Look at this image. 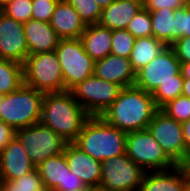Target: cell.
Masks as SVG:
<instances>
[{
  "label": "cell",
  "instance_id": "cell-12",
  "mask_svg": "<svg viewBox=\"0 0 190 191\" xmlns=\"http://www.w3.org/2000/svg\"><path fill=\"white\" fill-rule=\"evenodd\" d=\"M147 129L176 165L185 161L189 151L185 146L181 123L158 109Z\"/></svg>",
  "mask_w": 190,
  "mask_h": 191
},
{
  "label": "cell",
  "instance_id": "cell-14",
  "mask_svg": "<svg viewBox=\"0 0 190 191\" xmlns=\"http://www.w3.org/2000/svg\"><path fill=\"white\" fill-rule=\"evenodd\" d=\"M35 168L16 137L0 152V181H13Z\"/></svg>",
  "mask_w": 190,
  "mask_h": 191
},
{
  "label": "cell",
  "instance_id": "cell-44",
  "mask_svg": "<svg viewBox=\"0 0 190 191\" xmlns=\"http://www.w3.org/2000/svg\"><path fill=\"white\" fill-rule=\"evenodd\" d=\"M98 6L103 9L111 5L115 0H95Z\"/></svg>",
  "mask_w": 190,
  "mask_h": 191
},
{
  "label": "cell",
  "instance_id": "cell-48",
  "mask_svg": "<svg viewBox=\"0 0 190 191\" xmlns=\"http://www.w3.org/2000/svg\"><path fill=\"white\" fill-rule=\"evenodd\" d=\"M64 191H86V189H74V190L70 189V190H64Z\"/></svg>",
  "mask_w": 190,
  "mask_h": 191
},
{
  "label": "cell",
  "instance_id": "cell-10",
  "mask_svg": "<svg viewBox=\"0 0 190 191\" xmlns=\"http://www.w3.org/2000/svg\"><path fill=\"white\" fill-rule=\"evenodd\" d=\"M181 62L171 46H166L155 59L136 73L135 86L153 93L161 84L183 82Z\"/></svg>",
  "mask_w": 190,
  "mask_h": 191
},
{
  "label": "cell",
  "instance_id": "cell-24",
  "mask_svg": "<svg viewBox=\"0 0 190 191\" xmlns=\"http://www.w3.org/2000/svg\"><path fill=\"white\" fill-rule=\"evenodd\" d=\"M152 22V36L165 46L174 43V13L175 10L163 8L157 11H149Z\"/></svg>",
  "mask_w": 190,
  "mask_h": 191
},
{
  "label": "cell",
  "instance_id": "cell-7",
  "mask_svg": "<svg viewBox=\"0 0 190 191\" xmlns=\"http://www.w3.org/2000/svg\"><path fill=\"white\" fill-rule=\"evenodd\" d=\"M125 154L145 172L168 170L176 165L148 129L127 133Z\"/></svg>",
  "mask_w": 190,
  "mask_h": 191
},
{
  "label": "cell",
  "instance_id": "cell-42",
  "mask_svg": "<svg viewBox=\"0 0 190 191\" xmlns=\"http://www.w3.org/2000/svg\"><path fill=\"white\" fill-rule=\"evenodd\" d=\"M182 95L190 98V79H184Z\"/></svg>",
  "mask_w": 190,
  "mask_h": 191
},
{
  "label": "cell",
  "instance_id": "cell-23",
  "mask_svg": "<svg viewBox=\"0 0 190 191\" xmlns=\"http://www.w3.org/2000/svg\"><path fill=\"white\" fill-rule=\"evenodd\" d=\"M166 46L154 36L136 38L129 60L137 73L149 64Z\"/></svg>",
  "mask_w": 190,
  "mask_h": 191
},
{
  "label": "cell",
  "instance_id": "cell-30",
  "mask_svg": "<svg viewBox=\"0 0 190 191\" xmlns=\"http://www.w3.org/2000/svg\"><path fill=\"white\" fill-rule=\"evenodd\" d=\"M183 82H168L161 84L153 93L155 105L161 109L169 101L182 95Z\"/></svg>",
  "mask_w": 190,
  "mask_h": 191
},
{
  "label": "cell",
  "instance_id": "cell-22",
  "mask_svg": "<svg viewBox=\"0 0 190 191\" xmlns=\"http://www.w3.org/2000/svg\"><path fill=\"white\" fill-rule=\"evenodd\" d=\"M36 168L38 169L45 190L64 191L66 174L70 171L64 152L47 158L36 166Z\"/></svg>",
  "mask_w": 190,
  "mask_h": 191
},
{
  "label": "cell",
  "instance_id": "cell-5",
  "mask_svg": "<svg viewBox=\"0 0 190 191\" xmlns=\"http://www.w3.org/2000/svg\"><path fill=\"white\" fill-rule=\"evenodd\" d=\"M24 84L43 93L63 92L64 80L55 51L28 55L23 63Z\"/></svg>",
  "mask_w": 190,
  "mask_h": 191
},
{
  "label": "cell",
  "instance_id": "cell-39",
  "mask_svg": "<svg viewBox=\"0 0 190 191\" xmlns=\"http://www.w3.org/2000/svg\"><path fill=\"white\" fill-rule=\"evenodd\" d=\"M185 146L188 151H190V119L181 123Z\"/></svg>",
  "mask_w": 190,
  "mask_h": 191
},
{
  "label": "cell",
  "instance_id": "cell-46",
  "mask_svg": "<svg viewBox=\"0 0 190 191\" xmlns=\"http://www.w3.org/2000/svg\"><path fill=\"white\" fill-rule=\"evenodd\" d=\"M86 191H108L102 186H92V187H87Z\"/></svg>",
  "mask_w": 190,
  "mask_h": 191
},
{
  "label": "cell",
  "instance_id": "cell-28",
  "mask_svg": "<svg viewBox=\"0 0 190 191\" xmlns=\"http://www.w3.org/2000/svg\"><path fill=\"white\" fill-rule=\"evenodd\" d=\"M161 110L179 123L188 121L190 119V98L180 95L169 101Z\"/></svg>",
  "mask_w": 190,
  "mask_h": 191
},
{
  "label": "cell",
  "instance_id": "cell-3",
  "mask_svg": "<svg viewBox=\"0 0 190 191\" xmlns=\"http://www.w3.org/2000/svg\"><path fill=\"white\" fill-rule=\"evenodd\" d=\"M127 133L106 123L99 116H90L73 142L82 151L102 162L125 154Z\"/></svg>",
  "mask_w": 190,
  "mask_h": 191
},
{
  "label": "cell",
  "instance_id": "cell-38",
  "mask_svg": "<svg viewBox=\"0 0 190 191\" xmlns=\"http://www.w3.org/2000/svg\"><path fill=\"white\" fill-rule=\"evenodd\" d=\"M87 189L86 185L73 171L66 174L64 190Z\"/></svg>",
  "mask_w": 190,
  "mask_h": 191
},
{
  "label": "cell",
  "instance_id": "cell-47",
  "mask_svg": "<svg viewBox=\"0 0 190 191\" xmlns=\"http://www.w3.org/2000/svg\"><path fill=\"white\" fill-rule=\"evenodd\" d=\"M13 0H0V6L3 8L5 5L9 4Z\"/></svg>",
  "mask_w": 190,
  "mask_h": 191
},
{
  "label": "cell",
  "instance_id": "cell-19",
  "mask_svg": "<svg viewBox=\"0 0 190 191\" xmlns=\"http://www.w3.org/2000/svg\"><path fill=\"white\" fill-rule=\"evenodd\" d=\"M142 7L143 0H115L102 9L99 24L111 30L126 29Z\"/></svg>",
  "mask_w": 190,
  "mask_h": 191
},
{
  "label": "cell",
  "instance_id": "cell-26",
  "mask_svg": "<svg viewBox=\"0 0 190 191\" xmlns=\"http://www.w3.org/2000/svg\"><path fill=\"white\" fill-rule=\"evenodd\" d=\"M77 11L84 24H99L102 16V9L95 0H66Z\"/></svg>",
  "mask_w": 190,
  "mask_h": 191
},
{
  "label": "cell",
  "instance_id": "cell-43",
  "mask_svg": "<svg viewBox=\"0 0 190 191\" xmlns=\"http://www.w3.org/2000/svg\"><path fill=\"white\" fill-rule=\"evenodd\" d=\"M181 165L184 168V171L190 175V151L188 152L185 161Z\"/></svg>",
  "mask_w": 190,
  "mask_h": 191
},
{
  "label": "cell",
  "instance_id": "cell-35",
  "mask_svg": "<svg viewBox=\"0 0 190 191\" xmlns=\"http://www.w3.org/2000/svg\"><path fill=\"white\" fill-rule=\"evenodd\" d=\"M190 0H143V6L149 11H157L163 8L176 10L187 6Z\"/></svg>",
  "mask_w": 190,
  "mask_h": 191
},
{
  "label": "cell",
  "instance_id": "cell-2",
  "mask_svg": "<svg viewBox=\"0 0 190 191\" xmlns=\"http://www.w3.org/2000/svg\"><path fill=\"white\" fill-rule=\"evenodd\" d=\"M90 116L74 99L70 91L44 93L40 122L73 143Z\"/></svg>",
  "mask_w": 190,
  "mask_h": 191
},
{
  "label": "cell",
  "instance_id": "cell-21",
  "mask_svg": "<svg viewBox=\"0 0 190 191\" xmlns=\"http://www.w3.org/2000/svg\"><path fill=\"white\" fill-rule=\"evenodd\" d=\"M113 30L100 24L87 25L80 37L86 53L98 61L111 54Z\"/></svg>",
  "mask_w": 190,
  "mask_h": 191
},
{
  "label": "cell",
  "instance_id": "cell-37",
  "mask_svg": "<svg viewBox=\"0 0 190 191\" xmlns=\"http://www.w3.org/2000/svg\"><path fill=\"white\" fill-rule=\"evenodd\" d=\"M16 137V130L0 120V152Z\"/></svg>",
  "mask_w": 190,
  "mask_h": 191
},
{
  "label": "cell",
  "instance_id": "cell-25",
  "mask_svg": "<svg viewBox=\"0 0 190 191\" xmlns=\"http://www.w3.org/2000/svg\"><path fill=\"white\" fill-rule=\"evenodd\" d=\"M23 84V64L0 58V94L14 92Z\"/></svg>",
  "mask_w": 190,
  "mask_h": 191
},
{
  "label": "cell",
  "instance_id": "cell-49",
  "mask_svg": "<svg viewBox=\"0 0 190 191\" xmlns=\"http://www.w3.org/2000/svg\"><path fill=\"white\" fill-rule=\"evenodd\" d=\"M3 98H4V95L0 94V109H1V103H2Z\"/></svg>",
  "mask_w": 190,
  "mask_h": 191
},
{
  "label": "cell",
  "instance_id": "cell-29",
  "mask_svg": "<svg viewBox=\"0 0 190 191\" xmlns=\"http://www.w3.org/2000/svg\"><path fill=\"white\" fill-rule=\"evenodd\" d=\"M135 39L126 29L113 30L111 54L129 58Z\"/></svg>",
  "mask_w": 190,
  "mask_h": 191
},
{
  "label": "cell",
  "instance_id": "cell-8",
  "mask_svg": "<svg viewBox=\"0 0 190 191\" xmlns=\"http://www.w3.org/2000/svg\"><path fill=\"white\" fill-rule=\"evenodd\" d=\"M55 52L61 65L64 91L93 75L95 61L84 50L80 38L60 39Z\"/></svg>",
  "mask_w": 190,
  "mask_h": 191
},
{
  "label": "cell",
  "instance_id": "cell-11",
  "mask_svg": "<svg viewBox=\"0 0 190 191\" xmlns=\"http://www.w3.org/2000/svg\"><path fill=\"white\" fill-rule=\"evenodd\" d=\"M145 171L126 154L101 162L100 186L108 191H139Z\"/></svg>",
  "mask_w": 190,
  "mask_h": 191
},
{
  "label": "cell",
  "instance_id": "cell-41",
  "mask_svg": "<svg viewBox=\"0 0 190 191\" xmlns=\"http://www.w3.org/2000/svg\"><path fill=\"white\" fill-rule=\"evenodd\" d=\"M181 73L184 79H190V62L181 63Z\"/></svg>",
  "mask_w": 190,
  "mask_h": 191
},
{
  "label": "cell",
  "instance_id": "cell-17",
  "mask_svg": "<svg viewBox=\"0 0 190 191\" xmlns=\"http://www.w3.org/2000/svg\"><path fill=\"white\" fill-rule=\"evenodd\" d=\"M28 55L55 51L60 38L50 23L30 19L23 23Z\"/></svg>",
  "mask_w": 190,
  "mask_h": 191
},
{
  "label": "cell",
  "instance_id": "cell-27",
  "mask_svg": "<svg viewBox=\"0 0 190 191\" xmlns=\"http://www.w3.org/2000/svg\"><path fill=\"white\" fill-rule=\"evenodd\" d=\"M126 30L135 38L152 36V22L149 10L143 6L128 24Z\"/></svg>",
  "mask_w": 190,
  "mask_h": 191
},
{
  "label": "cell",
  "instance_id": "cell-36",
  "mask_svg": "<svg viewBox=\"0 0 190 191\" xmlns=\"http://www.w3.org/2000/svg\"><path fill=\"white\" fill-rule=\"evenodd\" d=\"M171 47L181 63L190 62V37L177 39Z\"/></svg>",
  "mask_w": 190,
  "mask_h": 191
},
{
  "label": "cell",
  "instance_id": "cell-31",
  "mask_svg": "<svg viewBox=\"0 0 190 191\" xmlns=\"http://www.w3.org/2000/svg\"><path fill=\"white\" fill-rule=\"evenodd\" d=\"M32 0H13L2 8V13L14 20L25 23L32 19Z\"/></svg>",
  "mask_w": 190,
  "mask_h": 191
},
{
  "label": "cell",
  "instance_id": "cell-6",
  "mask_svg": "<svg viewBox=\"0 0 190 191\" xmlns=\"http://www.w3.org/2000/svg\"><path fill=\"white\" fill-rule=\"evenodd\" d=\"M16 138L35 166L64 152L67 144L59 134L41 122L16 130Z\"/></svg>",
  "mask_w": 190,
  "mask_h": 191
},
{
  "label": "cell",
  "instance_id": "cell-40",
  "mask_svg": "<svg viewBox=\"0 0 190 191\" xmlns=\"http://www.w3.org/2000/svg\"><path fill=\"white\" fill-rule=\"evenodd\" d=\"M1 191H44V190H24L16 189L9 181H0Z\"/></svg>",
  "mask_w": 190,
  "mask_h": 191
},
{
  "label": "cell",
  "instance_id": "cell-32",
  "mask_svg": "<svg viewBox=\"0 0 190 191\" xmlns=\"http://www.w3.org/2000/svg\"><path fill=\"white\" fill-rule=\"evenodd\" d=\"M174 42L181 37H190V3L175 10Z\"/></svg>",
  "mask_w": 190,
  "mask_h": 191
},
{
  "label": "cell",
  "instance_id": "cell-33",
  "mask_svg": "<svg viewBox=\"0 0 190 191\" xmlns=\"http://www.w3.org/2000/svg\"><path fill=\"white\" fill-rule=\"evenodd\" d=\"M60 0H32V19L50 23Z\"/></svg>",
  "mask_w": 190,
  "mask_h": 191
},
{
  "label": "cell",
  "instance_id": "cell-13",
  "mask_svg": "<svg viewBox=\"0 0 190 191\" xmlns=\"http://www.w3.org/2000/svg\"><path fill=\"white\" fill-rule=\"evenodd\" d=\"M28 56V45L23 23L0 14V58L23 64Z\"/></svg>",
  "mask_w": 190,
  "mask_h": 191
},
{
  "label": "cell",
  "instance_id": "cell-18",
  "mask_svg": "<svg viewBox=\"0 0 190 191\" xmlns=\"http://www.w3.org/2000/svg\"><path fill=\"white\" fill-rule=\"evenodd\" d=\"M50 25L60 39L80 38L86 28L77 11L66 0H60L58 2Z\"/></svg>",
  "mask_w": 190,
  "mask_h": 191
},
{
  "label": "cell",
  "instance_id": "cell-16",
  "mask_svg": "<svg viewBox=\"0 0 190 191\" xmlns=\"http://www.w3.org/2000/svg\"><path fill=\"white\" fill-rule=\"evenodd\" d=\"M68 167L86 187L100 186L101 162L82 151L74 143H67L64 150Z\"/></svg>",
  "mask_w": 190,
  "mask_h": 191
},
{
  "label": "cell",
  "instance_id": "cell-45",
  "mask_svg": "<svg viewBox=\"0 0 190 191\" xmlns=\"http://www.w3.org/2000/svg\"><path fill=\"white\" fill-rule=\"evenodd\" d=\"M184 191H190V175L184 171Z\"/></svg>",
  "mask_w": 190,
  "mask_h": 191
},
{
  "label": "cell",
  "instance_id": "cell-1",
  "mask_svg": "<svg viewBox=\"0 0 190 191\" xmlns=\"http://www.w3.org/2000/svg\"><path fill=\"white\" fill-rule=\"evenodd\" d=\"M158 108L151 93L135 85L122 88L117 99L100 116L125 133L147 129Z\"/></svg>",
  "mask_w": 190,
  "mask_h": 191
},
{
  "label": "cell",
  "instance_id": "cell-34",
  "mask_svg": "<svg viewBox=\"0 0 190 191\" xmlns=\"http://www.w3.org/2000/svg\"><path fill=\"white\" fill-rule=\"evenodd\" d=\"M16 189L24 190H45L42 179L39 175L38 169L35 168L31 172L9 181Z\"/></svg>",
  "mask_w": 190,
  "mask_h": 191
},
{
  "label": "cell",
  "instance_id": "cell-15",
  "mask_svg": "<svg viewBox=\"0 0 190 191\" xmlns=\"http://www.w3.org/2000/svg\"><path fill=\"white\" fill-rule=\"evenodd\" d=\"M93 74L105 81L116 83L122 88L133 86L136 81V72L129 58L114 54L95 61Z\"/></svg>",
  "mask_w": 190,
  "mask_h": 191
},
{
  "label": "cell",
  "instance_id": "cell-20",
  "mask_svg": "<svg viewBox=\"0 0 190 191\" xmlns=\"http://www.w3.org/2000/svg\"><path fill=\"white\" fill-rule=\"evenodd\" d=\"M139 191H184V168L175 165L168 170L146 172Z\"/></svg>",
  "mask_w": 190,
  "mask_h": 191
},
{
  "label": "cell",
  "instance_id": "cell-4",
  "mask_svg": "<svg viewBox=\"0 0 190 191\" xmlns=\"http://www.w3.org/2000/svg\"><path fill=\"white\" fill-rule=\"evenodd\" d=\"M44 93L23 84L19 89L4 95L0 120L15 130L40 122Z\"/></svg>",
  "mask_w": 190,
  "mask_h": 191
},
{
  "label": "cell",
  "instance_id": "cell-9",
  "mask_svg": "<svg viewBox=\"0 0 190 191\" xmlns=\"http://www.w3.org/2000/svg\"><path fill=\"white\" fill-rule=\"evenodd\" d=\"M122 87L94 74L77 83L69 91L89 116H101L117 99Z\"/></svg>",
  "mask_w": 190,
  "mask_h": 191
}]
</instances>
